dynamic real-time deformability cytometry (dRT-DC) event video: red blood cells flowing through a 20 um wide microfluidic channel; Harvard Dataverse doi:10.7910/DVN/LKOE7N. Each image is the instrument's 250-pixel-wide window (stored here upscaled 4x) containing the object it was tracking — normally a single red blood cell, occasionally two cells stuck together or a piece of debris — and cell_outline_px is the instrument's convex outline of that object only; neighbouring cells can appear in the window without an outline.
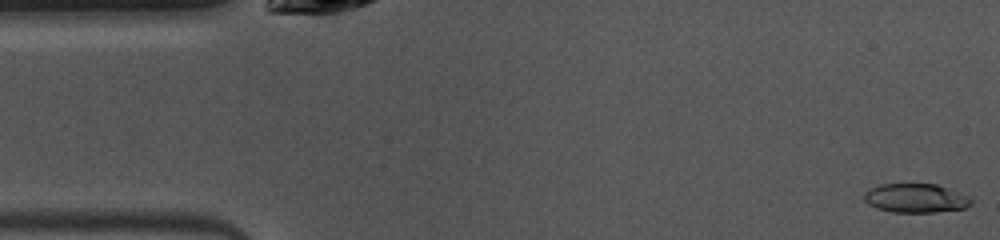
{"species": "common noctule bat (a hibernating species)", "species_latin": "Nyctalus noctula", "temperature_condition": "warm", "stored_images_in_passage": 48, "camera_frame_rate_fps": 3000, "um_per_image_px": 0.085, "animal": {"sex": "female", "body_mass_g": 10.0, "forearm_length_mm": 53.1}, "frame": {"image": 1, "passage_image": 1, "time_ms": 0.0, "image_size_px": [1000, 240], "cell_outline_px": [[972, 204], [964, 208], [936, 212], [892, 212], [876, 208], [868, 204], [864, 200], [864, 192], [880, 184], [936, 184], [972, 196]], "centroid_in_image_um": [77.86, 16.84], "position_along_channel_um": 7.1, "area_um2": 18.21}}
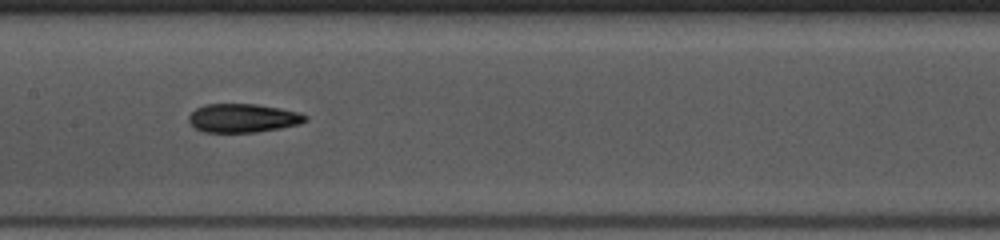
{"frame": {"image": 2, "passage_image": 22, "time_ms": 7.0, "image_size_px": [1000, 240], "cell_outline_px": [[308, 120], [300, 124], [280, 128], [256, 132], [204, 132], [196, 128], [188, 120], [188, 116], [196, 108], [204, 104], [256, 104], [280, 108], [300, 112], [308, 116]], "centroid_in_image_um": [20.68, 10.03], "position_along_channel_um": 186.7, "area_um2": 19.54}}
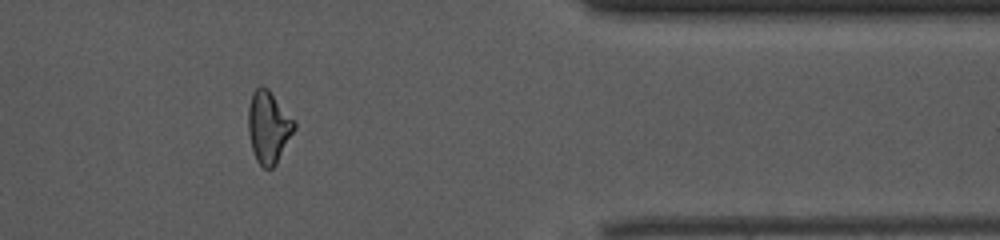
{"frame": {"image": 3, "passage_image": 39, "time_ms": 12.667, "image_size_px": [1000, 240], "cell_outline_px": [[296, 128], [276, 164], [272, 168], [264, 168], [256, 160], [252, 148], [248, 132], [248, 108], [252, 92], [260, 84], [268, 88], [296, 120]], "centroid_in_image_um": [22.84, 10.76], "position_along_channel_um": 388.6, "area_um2": 19.59}, "authors_computed_cell_mechanics": {"area_um2": 19.3919, "velocity_mm_per_s": 4.0017, "shape_relaxation_time_tau1_ms": 3.734, "shape_relaxation_time_tau2_ms": 7.5132, "deformation_change_tau1": 0.1382, "deformation_change_tau2": 0.1499}}